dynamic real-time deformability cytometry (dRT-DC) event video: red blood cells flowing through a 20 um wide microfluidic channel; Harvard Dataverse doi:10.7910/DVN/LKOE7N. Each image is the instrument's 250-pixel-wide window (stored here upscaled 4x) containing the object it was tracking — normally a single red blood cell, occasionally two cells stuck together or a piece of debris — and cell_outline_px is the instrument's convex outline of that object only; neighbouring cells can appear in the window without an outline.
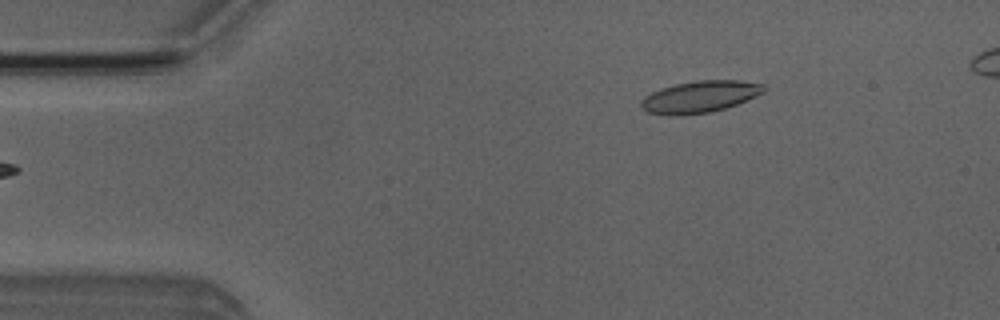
{"species": "Egyptian fruit bat (a non-hibernating species)", "species_latin": "Rousettus aegyptiacus", "temperature_condition": "room temperature", "stored_images_in_passage": 5, "camera_frame_rate_fps": 3000, "um_per_image_px": 0.085, "animal": {"sex": "male"}, "frame": {"image": 1, "passage_image": 5, "time_ms": 5.667, "image_size_px": [1000, 320], "cell_outline_px": [[764, 92], [756, 96], [736, 104], [724, 108], [708, 112], [684, 116], [668, 116], [648, 112], [640, 108], [640, 100], [644, 96], [660, 88], [676, 84], [696, 80], [740, 80], [764, 84]], "centroid_in_image_um": [59.43, 8.23], "position_along_channel_um": 25.6, "area_um2": 22.89}}